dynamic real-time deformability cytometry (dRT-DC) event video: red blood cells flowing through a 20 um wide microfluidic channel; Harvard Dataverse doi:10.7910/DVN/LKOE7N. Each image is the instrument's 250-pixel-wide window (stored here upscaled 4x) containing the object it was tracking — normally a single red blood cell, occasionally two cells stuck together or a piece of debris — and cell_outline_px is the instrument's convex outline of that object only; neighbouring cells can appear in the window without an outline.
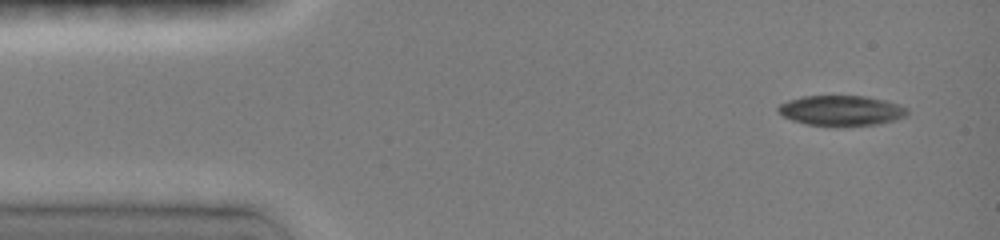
{"species": "common noctule bat (a hibernating species)", "species_latin": "Nyctalus noctula", "temperature_condition": "room temperature", "stored_images_in_passage": 5, "camera_frame_rate_fps": 3000, "um_per_image_px": 0.085, "animal": {"sex": "female", "body_mass_g": 19.0, "forearm_length_mm": 51.5}, "frame": {"image": 1, "passage_image": 1, "time_ms": 0.0, "image_size_px": [1000, 240], "cell_outline_px": [[908, 116], [876, 124], [808, 124], [792, 120], [784, 116], [776, 108], [780, 104], [788, 100], [804, 96], [864, 96], [884, 100], [900, 104], [908, 108]], "centroid_in_image_um": [71.53, 9.36], "position_along_channel_um": 13.5, "area_um2": 22.08}}
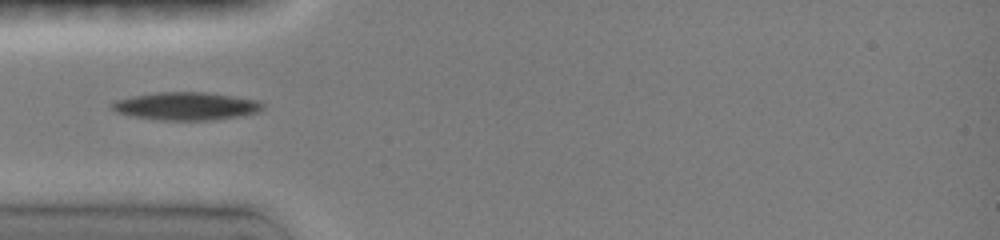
{"frame": {"image": 2, "passage_image": 4, "time_ms": 3.667, "image_size_px": [1000, 240], "cell_outline_px": [[264, 108], [260, 112], [240, 116], [216, 120], [160, 120], [132, 116], [116, 112], [108, 104], [116, 100], [132, 96], [156, 92], [204, 92], [236, 96], [256, 100], [264, 104]], "centroid_in_image_um": [15.84, 9.02], "position_along_channel_um": 69.2, "area_um2": 24.74}}